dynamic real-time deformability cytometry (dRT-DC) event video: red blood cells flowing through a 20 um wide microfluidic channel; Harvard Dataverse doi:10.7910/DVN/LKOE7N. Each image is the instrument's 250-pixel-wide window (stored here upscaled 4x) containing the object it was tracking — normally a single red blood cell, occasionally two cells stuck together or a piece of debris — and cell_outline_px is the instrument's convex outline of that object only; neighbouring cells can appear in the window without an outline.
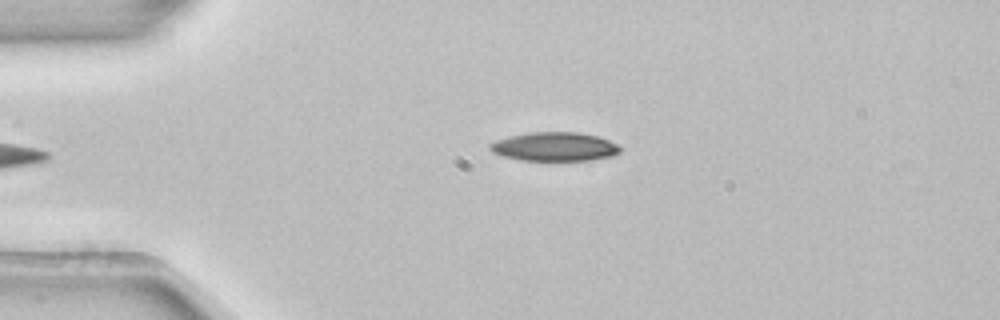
{"species": "common noctule bat (a hibernating species)", "species_latin": "Nyctalus noctula", "temperature_condition": "room temperature", "stored_images_in_passage": 1, "camera_frame_rate_fps": 3000, "um_per_image_px": 0.085, "animal": {"sex": "female", "body_mass_g": 22.7, "forearm_length_mm": 54.2}, "frame": {"image": 1, "passage_image": 1, "time_ms": 0.0, "image_size_px": [1000, 320], "cell_outline_px": [[624, 148], [620, 152], [612, 156], [588, 160], [524, 160], [504, 156], [492, 152], [488, 148], [488, 144], [496, 140], [508, 136], [532, 132], [576, 132], [596, 136], [620, 144]], "centroid_in_image_um": [47.16, 12.46], "position_along_channel_um": 37.8, "area_um2": 21.91}}